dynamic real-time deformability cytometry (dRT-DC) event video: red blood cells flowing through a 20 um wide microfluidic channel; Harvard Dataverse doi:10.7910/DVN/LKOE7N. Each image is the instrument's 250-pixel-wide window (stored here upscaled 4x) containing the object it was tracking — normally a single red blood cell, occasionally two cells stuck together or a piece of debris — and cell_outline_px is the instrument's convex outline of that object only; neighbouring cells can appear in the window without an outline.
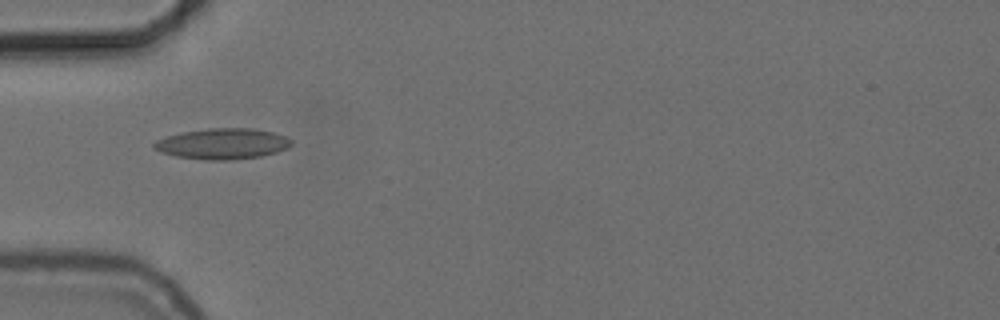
{"species": "common noctule bat (a hibernating species)", "species_latin": "Nyctalus noctula", "temperature_condition": "cold", "stored_images_in_passage": 34, "camera_frame_rate_fps": 3000, "um_per_image_px": 0.085, "animal": {"sex": "female", "body_mass_g": 24.6, "forearm_length_mm": 56.2}, "frame": {"image": 1, "passage_image": 1, "time_ms": 0.0, "image_size_px": [1000, 320], "cell_outline_px": [[292, 144], [288, 148], [276, 152], [260, 156], [228, 160], [204, 160], [176, 156], [160, 152], [152, 148], [152, 144], [156, 140], [180, 132], [208, 128], [252, 128], [276, 132], [288, 136], [292, 140]], "centroid_in_image_um": [18.93, 12.21], "position_along_channel_um": 66.1, "area_um2": 24.91}}
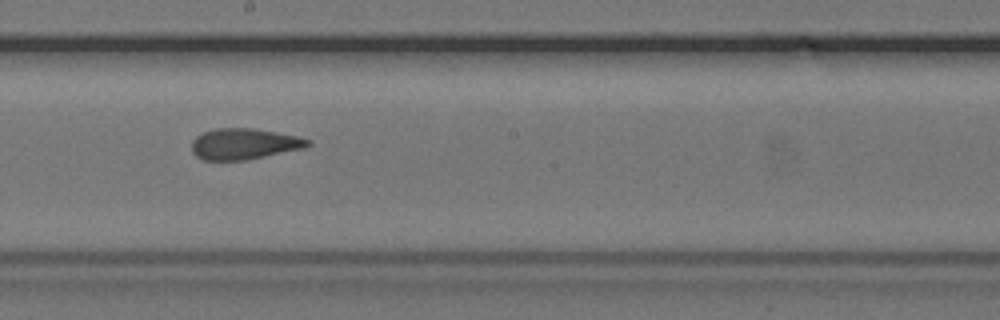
{"frame": {"image": 2, "passage_image": 14, "time_ms": 4.333, "image_size_px": [1000, 320], "cell_outline_px": [[312, 144], [304, 148], [248, 160], [204, 160], [196, 156], [192, 152], [192, 140], [196, 136], [204, 132], [216, 128], [252, 128], [276, 132], [296, 136], [312, 140]], "centroid_in_image_um": [20.76, 12.24], "position_along_channel_um": 227.4, "area_um2": 21.04}}
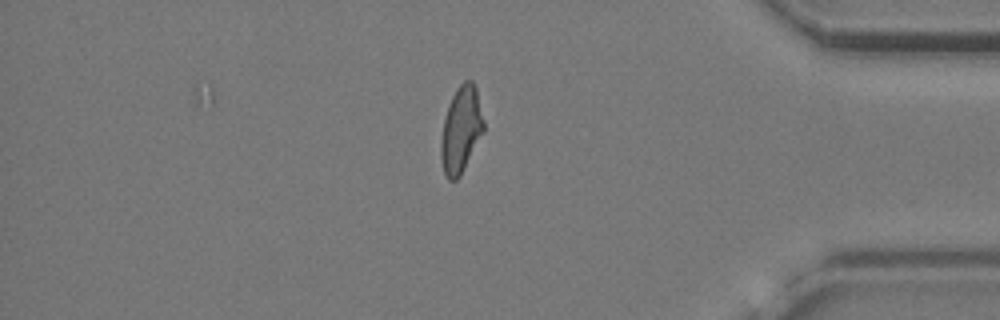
{"frame": {"image": 3, "passage_image": 30, "time_ms": 9.667, "image_size_px": [1000, 320], "cell_outline_px": [[484, 132], [460, 176], [456, 180], [448, 180], [444, 172], [440, 156], [440, 144], [444, 120], [452, 96], [456, 88], [464, 80], [472, 80], [476, 88], [484, 120]], "centroid_in_image_um": [39.19, 11.03], "position_along_channel_um": 396.0, "area_um2": 21.44}, "authors_computed_cell_mechanics": {"area_um2": 21.4438, "velocity_mm_per_s": 3.7238, "shape_relaxation_time_tau1_ms": null, "shape_relaxation_time_tau2_ms": 2.1464, "deformation_change_tau1": null, "deformation_change_tau2": 0.0941}}